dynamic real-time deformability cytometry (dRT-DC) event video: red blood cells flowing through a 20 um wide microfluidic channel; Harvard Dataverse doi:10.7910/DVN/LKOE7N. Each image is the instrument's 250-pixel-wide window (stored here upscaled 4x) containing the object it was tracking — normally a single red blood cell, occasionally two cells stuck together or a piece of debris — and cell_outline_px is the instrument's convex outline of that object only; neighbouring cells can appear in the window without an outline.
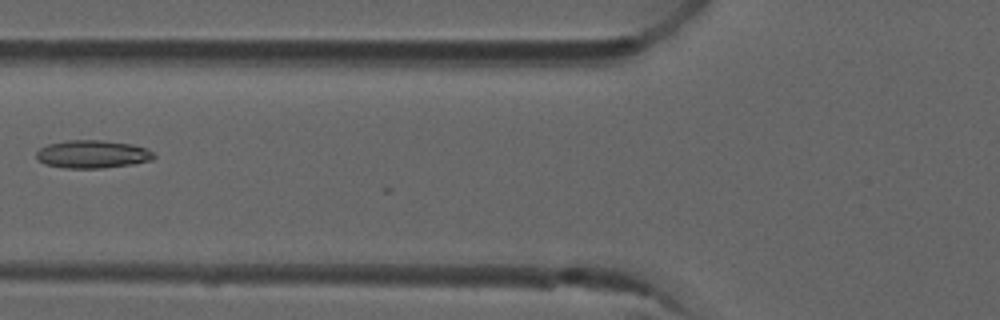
{"species": "common noctule bat (a hibernating species)", "species_latin": "Nyctalus noctula", "temperature_condition": "room temperature", "stored_images_in_passage": 5, "camera_frame_rate_fps": 3000, "um_per_image_px": 0.085, "animal": {"sex": "male", "forearm_length_mm": 52.5}, "frame": {"image": 1, "passage_image": 5, "time_ms": 1.333, "image_size_px": [1000, 320], "cell_outline_px": [[156, 156], [152, 160], [132, 164], [104, 168], [64, 168], [44, 164], [36, 160], [36, 152], [40, 148], [48, 144], [68, 140], [100, 140], [132, 144], [148, 148]], "centroid_in_image_um": [7.85, 13.11], "position_along_channel_um": 118.0, "area_um2": 19.31}}